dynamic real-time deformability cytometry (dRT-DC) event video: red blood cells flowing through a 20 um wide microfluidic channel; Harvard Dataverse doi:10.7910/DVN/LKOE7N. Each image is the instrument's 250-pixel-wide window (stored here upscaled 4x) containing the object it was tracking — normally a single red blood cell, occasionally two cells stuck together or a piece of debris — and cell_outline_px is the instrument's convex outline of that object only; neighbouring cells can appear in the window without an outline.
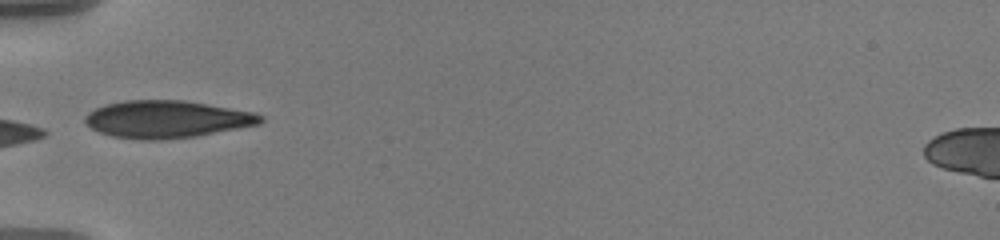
{"species": "human", "species_latin": "Homo sapiens", "temperature_condition": "warm", "stored_images_in_passage": 23, "camera_frame_rate_fps": 3000, "um_per_image_px": 0.085, "donor": {"sex": "male"}, "frame": {"image": 1, "passage_image": 1, "time_ms": 0.0, "image_size_px": [1000, 240], "cell_outline_px": [[264, 120], [260, 124], [196, 136], [160, 140], [144, 140], [112, 136], [100, 132], [92, 128], [84, 120], [84, 116], [88, 112], [96, 108], [108, 104], [124, 100], [184, 100], [256, 112], [264, 116]], "centroid_in_image_um": [14.21, 10.13], "position_along_channel_um": 70.8, "area_um2": 38.21}}